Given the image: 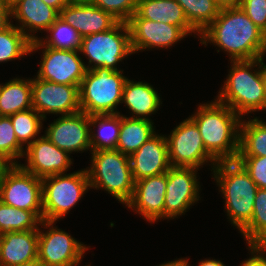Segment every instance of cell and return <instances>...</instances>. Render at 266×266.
Wrapping results in <instances>:
<instances>
[{
  "label": "cell",
  "mask_w": 266,
  "mask_h": 266,
  "mask_svg": "<svg viewBox=\"0 0 266 266\" xmlns=\"http://www.w3.org/2000/svg\"><path fill=\"white\" fill-rule=\"evenodd\" d=\"M200 43H212L228 54L230 61L254 60L266 55V34L240 6L221 8L218 16L199 36Z\"/></svg>",
  "instance_id": "1"
},
{
  "label": "cell",
  "mask_w": 266,
  "mask_h": 266,
  "mask_svg": "<svg viewBox=\"0 0 266 266\" xmlns=\"http://www.w3.org/2000/svg\"><path fill=\"white\" fill-rule=\"evenodd\" d=\"M198 126L206 151L217 161H235L239 154L241 117L216 99L200 103L189 116Z\"/></svg>",
  "instance_id": "2"
},
{
  "label": "cell",
  "mask_w": 266,
  "mask_h": 266,
  "mask_svg": "<svg viewBox=\"0 0 266 266\" xmlns=\"http://www.w3.org/2000/svg\"><path fill=\"white\" fill-rule=\"evenodd\" d=\"M230 62L229 74L216 100L230 107L241 118L245 114L266 111L262 58Z\"/></svg>",
  "instance_id": "3"
},
{
  "label": "cell",
  "mask_w": 266,
  "mask_h": 266,
  "mask_svg": "<svg viewBox=\"0 0 266 266\" xmlns=\"http://www.w3.org/2000/svg\"><path fill=\"white\" fill-rule=\"evenodd\" d=\"M212 171V178L225 200L227 219L240 232L251 221L259 188L237 160L219 161Z\"/></svg>",
  "instance_id": "4"
},
{
  "label": "cell",
  "mask_w": 266,
  "mask_h": 266,
  "mask_svg": "<svg viewBox=\"0 0 266 266\" xmlns=\"http://www.w3.org/2000/svg\"><path fill=\"white\" fill-rule=\"evenodd\" d=\"M86 167L90 189H102L126 205L132 198L135 181L129 156L116 149L91 151Z\"/></svg>",
  "instance_id": "5"
},
{
  "label": "cell",
  "mask_w": 266,
  "mask_h": 266,
  "mask_svg": "<svg viewBox=\"0 0 266 266\" xmlns=\"http://www.w3.org/2000/svg\"><path fill=\"white\" fill-rule=\"evenodd\" d=\"M123 71L102 67L87 70L79 87L81 111L89 116L120 114L117 107L128 79Z\"/></svg>",
  "instance_id": "6"
},
{
  "label": "cell",
  "mask_w": 266,
  "mask_h": 266,
  "mask_svg": "<svg viewBox=\"0 0 266 266\" xmlns=\"http://www.w3.org/2000/svg\"><path fill=\"white\" fill-rule=\"evenodd\" d=\"M79 51L88 60L87 70L102 67L120 71L117 64L134 54L127 22L119 21L107 31L81 38Z\"/></svg>",
  "instance_id": "7"
},
{
  "label": "cell",
  "mask_w": 266,
  "mask_h": 266,
  "mask_svg": "<svg viewBox=\"0 0 266 266\" xmlns=\"http://www.w3.org/2000/svg\"><path fill=\"white\" fill-rule=\"evenodd\" d=\"M90 189L87 170L57 174L42 179L43 220L59 221Z\"/></svg>",
  "instance_id": "8"
},
{
  "label": "cell",
  "mask_w": 266,
  "mask_h": 266,
  "mask_svg": "<svg viewBox=\"0 0 266 266\" xmlns=\"http://www.w3.org/2000/svg\"><path fill=\"white\" fill-rule=\"evenodd\" d=\"M0 201L32 211L43 220L42 179L26 172L20 165H8L0 173Z\"/></svg>",
  "instance_id": "9"
},
{
  "label": "cell",
  "mask_w": 266,
  "mask_h": 266,
  "mask_svg": "<svg viewBox=\"0 0 266 266\" xmlns=\"http://www.w3.org/2000/svg\"><path fill=\"white\" fill-rule=\"evenodd\" d=\"M166 139L171 167L199 170L204 164L210 162L212 171L217 164V161L206 151L199 128L190 117L174 127Z\"/></svg>",
  "instance_id": "10"
},
{
  "label": "cell",
  "mask_w": 266,
  "mask_h": 266,
  "mask_svg": "<svg viewBox=\"0 0 266 266\" xmlns=\"http://www.w3.org/2000/svg\"><path fill=\"white\" fill-rule=\"evenodd\" d=\"M54 223L57 222L42 220L40 223L43 230L38 228V259L44 266H79L85 251L91 247L53 226Z\"/></svg>",
  "instance_id": "11"
},
{
  "label": "cell",
  "mask_w": 266,
  "mask_h": 266,
  "mask_svg": "<svg viewBox=\"0 0 266 266\" xmlns=\"http://www.w3.org/2000/svg\"><path fill=\"white\" fill-rule=\"evenodd\" d=\"M43 48V49H42ZM42 50L36 77L57 84L80 86L87 68L79 50L54 49L46 45H31L30 53Z\"/></svg>",
  "instance_id": "12"
},
{
  "label": "cell",
  "mask_w": 266,
  "mask_h": 266,
  "mask_svg": "<svg viewBox=\"0 0 266 266\" xmlns=\"http://www.w3.org/2000/svg\"><path fill=\"white\" fill-rule=\"evenodd\" d=\"M34 78V79H33ZM32 78V108L44 119L47 114L71 115L81 111L79 87Z\"/></svg>",
  "instance_id": "13"
},
{
  "label": "cell",
  "mask_w": 266,
  "mask_h": 266,
  "mask_svg": "<svg viewBox=\"0 0 266 266\" xmlns=\"http://www.w3.org/2000/svg\"><path fill=\"white\" fill-rule=\"evenodd\" d=\"M197 172L196 168L184 167H171L167 171L164 220L182 216L201 199Z\"/></svg>",
  "instance_id": "14"
},
{
  "label": "cell",
  "mask_w": 266,
  "mask_h": 266,
  "mask_svg": "<svg viewBox=\"0 0 266 266\" xmlns=\"http://www.w3.org/2000/svg\"><path fill=\"white\" fill-rule=\"evenodd\" d=\"M45 135L69 155L91 150L90 116L82 111L59 116L48 124ZM90 149V150H89Z\"/></svg>",
  "instance_id": "15"
},
{
  "label": "cell",
  "mask_w": 266,
  "mask_h": 266,
  "mask_svg": "<svg viewBox=\"0 0 266 266\" xmlns=\"http://www.w3.org/2000/svg\"><path fill=\"white\" fill-rule=\"evenodd\" d=\"M26 149L25 164H19L26 172L38 178L65 174L73 164V158L54 145L45 134H40Z\"/></svg>",
  "instance_id": "16"
},
{
  "label": "cell",
  "mask_w": 266,
  "mask_h": 266,
  "mask_svg": "<svg viewBox=\"0 0 266 266\" xmlns=\"http://www.w3.org/2000/svg\"><path fill=\"white\" fill-rule=\"evenodd\" d=\"M133 53L146 49H168L188 35L178 26L154 22L144 18H130L127 21Z\"/></svg>",
  "instance_id": "17"
},
{
  "label": "cell",
  "mask_w": 266,
  "mask_h": 266,
  "mask_svg": "<svg viewBox=\"0 0 266 266\" xmlns=\"http://www.w3.org/2000/svg\"><path fill=\"white\" fill-rule=\"evenodd\" d=\"M166 186L167 172L135 181L132 198L125 206L149 223L164 220Z\"/></svg>",
  "instance_id": "18"
},
{
  "label": "cell",
  "mask_w": 266,
  "mask_h": 266,
  "mask_svg": "<svg viewBox=\"0 0 266 266\" xmlns=\"http://www.w3.org/2000/svg\"><path fill=\"white\" fill-rule=\"evenodd\" d=\"M166 136L156 133L129 156L134 181L166 173L171 168Z\"/></svg>",
  "instance_id": "19"
},
{
  "label": "cell",
  "mask_w": 266,
  "mask_h": 266,
  "mask_svg": "<svg viewBox=\"0 0 266 266\" xmlns=\"http://www.w3.org/2000/svg\"><path fill=\"white\" fill-rule=\"evenodd\" d=\"M59 17L70 24L81 38L107 31L119 20L92 3L68 4L59 13Z\"/></svg>",
  "instance_id": "20"
},
{
  "label": "cell",
  "mask_w": 266,
  "mask_h": 266,
  "mask_svg": "<svg viewBox=\"0 0 266 266\" xmlns=\"http://www.w3.org/2000/svg\"><path fill=\"white\" fill-rule=\"evenodd\" d=\"M59 17V13L42 0H21L12 10L11 18L32 42L38 40L35 32L47 31Z\"/></svg>",
  "instance_id": "21"
},
{
  "label": "cell",
  "mask_w": 266,
  "mask_h": 266,
  "mask_svg": "<svg viewBox=\"0 0 266 266\" xmlns=\"http://www.w3.org/2000/svg\"><path fill=\"white\" fill-rule=\"evenodd\" d=\"M38 258V230L0 236V266H15Z\"/></svg>",
  "instance_id": "22"
},
{
  "label": "cell",
  "mask_w": 266,
  "mask_h": 266,
  "mask_svg": "<svg viewBox=\"0 0 266 266\" xmlns=\"http://www.w3.org/2000/svg\"><path fill=\"white\" fill-rule=\"evenodd\" d=\"M130 18H144L180 27L187 35L200 34L189 24L182 6L176 0H138L136 12Z\"/></svg>",
  "instance_id": "23"
},
{
  "label": "cell",
  "mask_w": 266,
  "mask_h": 266,
  "mask_svg": "<svg viewBox=\"0 0 266 266\" xmlns=\"http://www.w3.org/2000/svg\"><path fill=\"white\" fill-rule=\"evenodd\" d=\"M162 102L158 91L150 83L126 80L121 104L124 103V106L130 110L132 116L129 117L152 121L151 115L158 111Z\"/></svg>",
  "instance_id": "24"
},
{
  "label": "cell",
  "mask_w": 266,
  "mask_h": 266,
  "mask_svg": "<svg viewBox=\"0 0 266 266\" xmlns=\"http://www.w3.org/2000/svg\"><path fill=\"white\" fill-rule=\"evenodd\" d=\"M32 108V78H13L0 84V116Z\"/></svg>",
  "instance_id": "25"
},
{
  "label": "cell",
  "mask_w": 266,
  "mask_h": 266,
  "mask_svg": "<svg viewBox=\"0 0 266 266\" xmlns=\"http://www.w3.org/2000/svg\"><path fill=\"white\" fill-rule=\"evenodd\" d=\"M157 132L153 121L121 114V127L116 150L130 156Z\"/></svg>",
  "instance_id": "26"
},
{
  "label": "cell",
  "mask_w": 266,
  "mask_h": 266,
  "mask_svg": "<svg viewBox=\"0 0 266 266\" xmlns=\"http://www.w3.org/2000/svg\"><path fill=\"white\" fill-rule=\"evenodd\" d=\"M241 119L238 157L266 156V121L255 117Z\"/></svg>",
  "instance_id": "27"
},
{
  "label": "cell",
  "mask_w": 266,
  "mask_h": 266,
  "mask_svg": "<svg viewBox=\"0 0 266 266\" xmlns=\"http://www.w3.org/2000/svg\"><path fill=\"white\" fill-rule=\"evenodd\" d=\"M120 127L121 113L90 116L91 150L115 149Z\"/></svg>",
  "instance_id": "28"
},
{
  "label": "cell",
  "mask_w": 266,
  "mask_h": 266,
  "mask_svg": "<svg viewBox=\"0 0 266 266\" xmlns=\"http://www.w3.org/2000/svg\"><path fill=\"white\" fill-rule=\"evenodd\" d=\"M48 35L39 37L31 45H46L54 49L79 50L81 37L67 22L58 17L46 31Z\"/></svg>",
  "instance_id": "29"
},
{
  "label": "cell",
  "mask_w": 266,
  "mask_h": 266,
  "mask_svg": "<svg viewBox=\"0 0 266 266\" xmlns=\"http://www.w3.org/2000/svg\"><path fill=\"white\" fill-rule=\"evenodd\" d=\"M32 41L13 23L0 31V63L30 56Z\"/></svg>",
  "instance_id": "30"
},
{
  "label": "cell",
  "mask_w": 266,
  "mask_h": 266,
  "mask_svg": "<svg viewBox=\"0 0 266 266\" xmlns=\"http://www.w3.org/2000/svg\"><path fill=\"white\" fill-rule=\"evenodd\" d=\"M41 221L32 211L17 209L0 201V236L15 231L38 230Z\"/></svg>",
  "instance_id": "31"
},
{
  "label": "cell",
  "mask_w": 266,
  "mask_h": 266,
  "mask_svg": "<svg viewBox=\"0 0 266 266\" xmlns=\"http://www.w3.org/2000/svg\"><path fill=\"white\" fill-rule=\"evenodd\" d=\"M248 245H266V189H258L251 221L240 231Z\"/></svg>",
  "instance_id": "32"
},
{
  "label": "cell",
  "mask_w": 266,
  "mask_h": 266,
  "mask_svg": "<svg viewBox=\"0 0 266 266\" xmlns=\"http://www.w3.org/2000/svg\"><path fill=\"white\" fill-rule=\"evenodd\" d=\"M18 142L25 149L40 137L45 119L33 108L9 116ZM25 144V145H24Z\"/></svg>",
  "instance_id": "33"
},
{
  "label": "cell",
  "mask_w": 266,
  "mask_h": 266,
  "mask_svg": "<svg viewBox=\"0 0 266 266\" xmlns=\"http://www.w3.org/2000/svg\"><path fill=\"white\" fill-rule=\"evenodd\" d=\"M183 8L189 24L200 34L218 16L220 7L214 0H176Z\"/></svg>",
  "instance_id": "34"
},
{
  "label": "cell",
  "mask_w": 266,
  "mask_h": 266,
  "mask_svg": "<svg viewBox=\"0 0 266 266\" xmlns=\"http://www.w3.org/2000/svg\"><path fill=\"white\" fill-rule=\"evenodd\" d=\"M25 148L18 142L10 117L0 116V157L7 165H19ZM17 159V160H16Z\"/></svg>",
  "instance_id": "35"
},
{
  "label": "cell",
  "mask_w": 266,
  "mask_h": 266,
  "mask_svg": "<svg viewBox=\"0 0 266 266\" xmlns=\"http://www.w3.org/2000/svg\"><path fill=\"white\" fill-rule=\"evenodd\" d=\"M90 3L112 14L117 20L127 22L136 12L138 0H91Z\"/></svg>",
  "instance_id": "36"
},
{
  "label": "cell",
  "mask_w": 266,
  "mask_h": 266,
  "mask_svg": "<svg viewBox=\"0 0 266 266\" xmlns=\"http://www.w3.org/2000/svg\"><path fill=\"white\" fill-rule=\"evenodd\" d=\"M237 161L249 173L259 189H266V156L237 157Z\"/></svg>",
  "instance_id": "37"
},
{
  "label": "cell",
  "mask_w": 266,
  "mask_h": 266,
  "mask_svg": "<svg viewBox=\"0 0 266 266\" xmlns=\"http://www.w3.org/2000/svg\"><path fill=\"white\" fill-rule=\"evenodd\" d=\"M239 6L252 22L266 34V0H241Z\"/></svg>",
  "instance_id": "38"
},
{
  "label": "cell",
  "mask_w": 266,
  "mask_h": 266,
  "mask_svg": "<svg viewBox=\"0 0 266 266\" xmlns=\"http://www.w3.org/2000/svg\"><path fill=\"white\" fill-rule=\"evenodd\" d=\"M251 256L240 266H266V245H248Z\"/></svg>",
  "instance_id": "39"
},
{
  "label": "cell",
  "mask_w": 266,
  "mask_h": 266,
  "mask_svg": "<svg viewBox=\"0 0 266 266\" xmlns=\"http://www.w3.org/2000/svg\"><path fill=\"white\" fill-rule=\"evenodd\" d=\"M12 22L11 11H0V31L7 28Z\"/></svg>",
  "instance_id": "40"
},
{
  "label": "cell",
  "mask_w": 266,
  "mask_h": 266,
  "mask_svg": "<svg viewBox=\"0 0 266 266\" xmlns=\"http://www.w3.org/2000/svg\"><path fill=\"white\" fill-rule=\"evenodd\" d=\"M45 2L48 6L54 8L58 13L66 6L68 5L67 0H42Z\"/></svg>",
  "instance_id": "41"
},
{
  "label": "cell",
  "mask_w": 266,
  "mask_h": 266,
  "mask_svg": "<svg viewBox=\"0 0 266 266\" xmlns=\"http://www.w3.org/2000/svg\"><path fill=\"white\" fill-rule=\"evenodd\" d=\"M188 258H180L172 261H167L166 263L159 264V266H190ZM158 266V265H157Z\"/></svg>",
  "instance_id": "42"
},
{
  "label": "cell",
  "mask_w": 266,
  "mask_h": 266,
  "mask_svg": "<svg viewBox=\"0 0 266 266\" xmlns=\"http://www.w3.org/2000/svg\"><path fill=\"white\" fill-rule=\"evenodd\" d=\"M241 0H214V2L221 8L237 7Z\"/></svg>",
  "instance_id": "43"
},
{
  "label": "cell",
  "mask_w": 266,
  "mask_h": 266,
  "mask_svg": "<svg viewBox=\"0 0 266 266\" xmlns=\"http://www.w3.org/2000/svg\"><path fill=\"white\" fill-rule=\"evenodd\" d=\"M198 266H226L221 260L217 259H204L198 263Z\"/></svg>",
  "instance_id": "44"
},
{
  "label": "cell",
  "mask_w": 266,
  "mask_h": 266,
  "mask_svg": "<svg viewBox=\"0 0 266 266\" xmlns=\"http://www.w3.org/2000/svg\"><path fill=\"white\" fill-rule=\"evenodd\" d=\"M15 266H44V265L42 264V262L38 258H36L32 261L25 262V263L15 265Z\"/></svg>",
  "instance_id": "45"
},
{
  "label": "cell",
  "mask_w": 266,
  "mask_h": 266,
  "mask_svg": "<svg viewBox=\"0 0 266 266\" xmlns=\"http://www.w3.org/2000/svg\"><path fill=\"white\" fill-rule=\"evenodd\" d=\"M5 6L11 11L21 0H3Z\"/></svg>",
  "instance_id": "46"
},
{
  "label": "cell",
  "mask_w": 266,
  "mask_h": 266,
  "mask_svg": "<svg viewBox=\"0 0 266 266\" xmlns=\"http://www.w3.org/2000/svg\"><path fill=\"white\" fill-rule=\"evenodd\" d=\"M264 57L262 58V79H263V83H264V88H265V92H266V64L264 62Z\"/></svg>",
  "instance_id": "47"
},
{
  "label": "cell",
  "mask_w": 266,
  "mask_h": 266,
  "mask_svg": "<svg viewBox=\"0 0 266 266\" xmlns=\"http://www.w3.org/2000/svg\"><path fill=\"white\" fill-rule=\"evenodd\" d=\"M68 4L90 3L91 0H67Z\"/></svg>",
  "instance_id": "48"
},
{
  "label": "cell",
  "mask_w": 266,
  "mask_h": 266,
  "mask_svg": "<svg viewBox=\"0 0 266 266\" xmlns=\"http://www.w3.org/2000/svg\"><path fill=\"white\" fill-rule=\"evenodd\" d=\"M0 11H10L4 4L3 0H0Z\"/></svg>",
  "instance_id": "49"
},
{
  "label": "cell",
  "mask_w": 266,
  "mask_h": 266,
  "mask_svg": "<svg viewBox=\"0 0 266 266\" xmlns=\"http://www.w3.org/2000/svg\"><path fill=\"white\" fill-rule=\"evenodd\" d=\"M8 165L1 159L0 157V173L7 167Z\"/></svg>",
  "instance_id": "50"
}]
</instances>
